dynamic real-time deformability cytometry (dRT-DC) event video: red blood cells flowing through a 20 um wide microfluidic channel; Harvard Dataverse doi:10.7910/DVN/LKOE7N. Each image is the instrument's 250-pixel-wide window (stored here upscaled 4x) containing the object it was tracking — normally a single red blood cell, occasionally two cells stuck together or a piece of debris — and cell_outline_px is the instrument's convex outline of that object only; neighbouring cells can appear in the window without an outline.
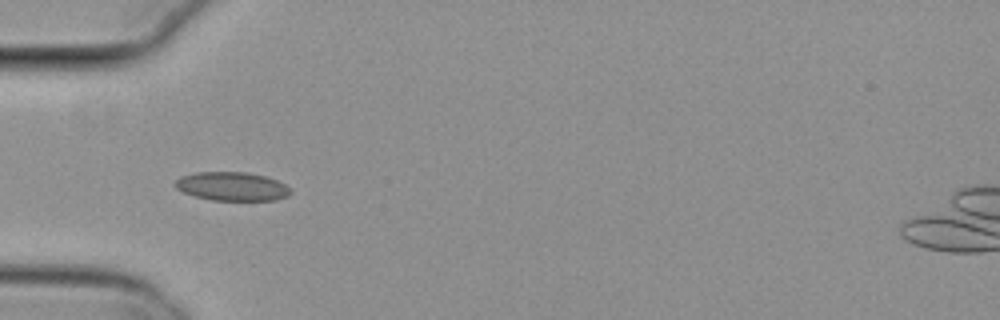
{"species": "common noctule bat (a hibernating species)", "species_latin": "Nyctalus noctula", "temperature_condition": "cold", "stored_images_in_passage": 4, "camera_frame_rate_fps": 3000, "um_per_image_px": 0.085, "animal": {"sex": "female", "body_mass_g": 29.2, "forearm_length_mm": 56.3}, "frame": {"image": 1, "passage_image": 4, "time_ms": 1.0, "image_size_px": [1000, 320], "cell_outline_px": [[292, 192], [288, 196], [276, 200], [212, 200], [192, 196], [176, 188], [176, 180], [180, 176], [196, 172], [248, 172], [264, 176], [276, 180], [292, 188]], "centroid_in_image_um": [19.74, 15.84], "position_along_channel_um": 65.3, "area_um2": 19.36}}